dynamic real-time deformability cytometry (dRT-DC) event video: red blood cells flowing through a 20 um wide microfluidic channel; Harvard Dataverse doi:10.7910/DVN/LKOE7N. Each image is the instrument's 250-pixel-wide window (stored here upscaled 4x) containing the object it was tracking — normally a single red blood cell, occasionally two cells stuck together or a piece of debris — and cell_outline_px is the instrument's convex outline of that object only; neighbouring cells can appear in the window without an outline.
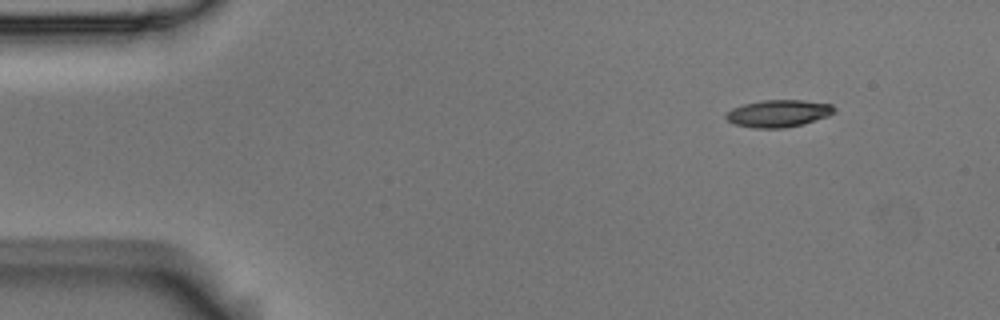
{"species": "Egyptian fruit bat (a non-hibernating species)", "species_latin": "Rousettus aegyptiacus", "temperature_condition": "room temperature", "stored_images_in_passage": 50, "camera_frame_rate_fps": 3000, "um_per_image_px": 0.085, "animal": {"sex": "male"}, "frame": {"image": 1, "passage_image": 1, "time_ms": 0.0, "image_size_px": [1000, 320], "cell_outline_px": [[836, 112], [828, 116], [804, 124], [784, 128], [752, 128], [736, 124], [728, 120], [724, 116], [732, 108], [744, 104], [764, 100], [804, 100], [832, 104], [836, 108]], "centroid_in_image_um": [66.21, 9.64], "position_along_channel_um": 18.8, "area_um2": 17.22}}
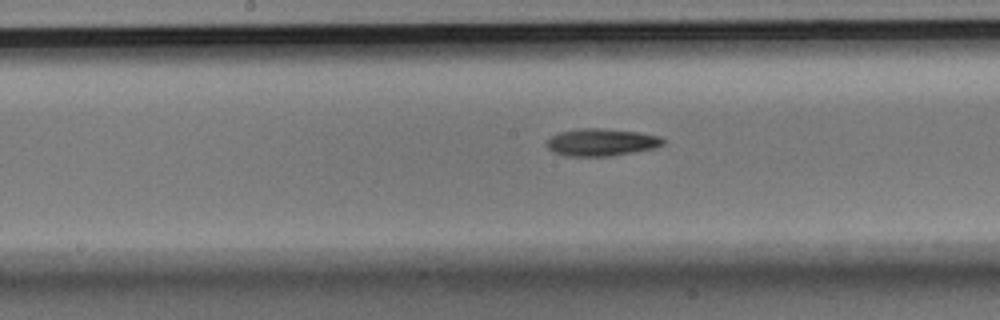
{"frame": {"image": 2, "passage_image": 23, "time_ms": 7.333, "image_size_px": [1000, 320], "cell_outline_px": [[664, 144], [656, 148], [608, 156], [564, 156], [552, 152], [544, 144], [552, 136], [560, 132], [580, 128], [600, 128], [640, 132], [660, 136], [664, 140]], "centroid_in_image_um": [51.1, 12.09], "position_along_channel_um": 197.1, "area_um2": 18.61}}
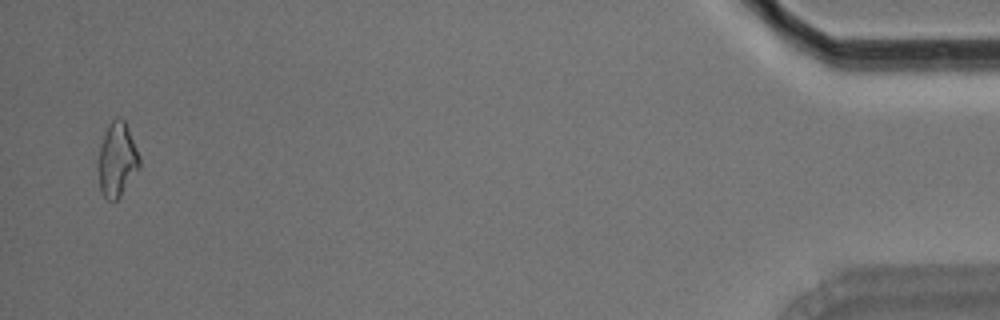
{"frame": {"image": 3, "passage_image": 49, "time_ms": 16.0, "image_size_px": [1000, 320], "cell_outline_px": [[140, 168], [120, 196], [116, 200], [108, 200], [100, 192], [100, 144], [108, 124], [116, 116], [120, 116], [124, 120], [128, 128], [140, 160]], "centroid_in_image_um": [9.97, 13.55], "position_along_channel_um": 425.2, "area_um2": 17.4}, "authors_computed_cell_mechanics": {"area_um2": 17.4556, "velocity_mm_per_s": 3.627, "shape_relaxation_time_tau1_ms": 4.7793, "shape_relaxation_time_tau2_ms": null, "deformation_change_tau1": 0.1809, "deformation_change_tau2": null}}